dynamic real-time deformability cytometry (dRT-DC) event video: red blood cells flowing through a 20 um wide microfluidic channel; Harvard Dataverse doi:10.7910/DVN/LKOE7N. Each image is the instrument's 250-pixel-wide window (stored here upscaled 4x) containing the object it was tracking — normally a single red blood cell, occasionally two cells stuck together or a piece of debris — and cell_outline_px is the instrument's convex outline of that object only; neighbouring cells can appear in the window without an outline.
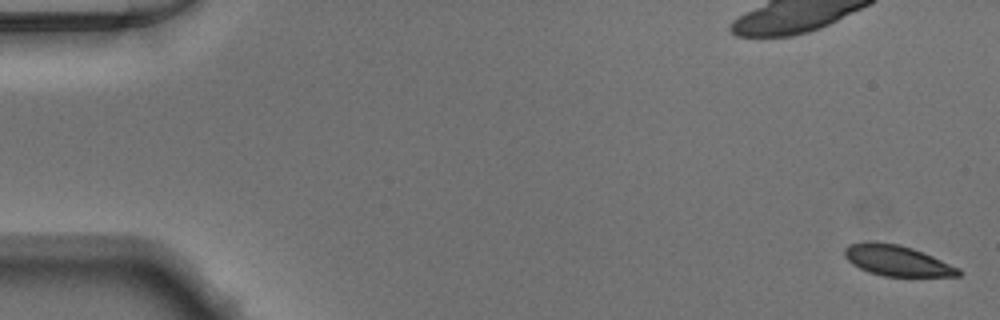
{"species": "Egyptian fruit bat (a non-hibernating species)", "species_latin": "Rousettus aegyptiacus", "temperature_condition": "warm", "stored_images_in_passage": 50, "camera_frame_rate_fps": 3000, "um_per_image_px": 0.085, "animal": {"sex": "male"}, "frame": {"image": 1, "passage_image": 1, "time_ms": 0.0, "image_size_px": [1000, 320], "cell_outline_px": [[964, 272], [960, 276], [884, 276], [868, 272], [852, 264], [844, 256], [844, 248], [848, 244], [868, 240], [876, 240], [900, 244], [924, 252], [960, 268]], "centroid_in_image_um": [76.23, 22.12], "position_along_channel_um": 8.8, "area_um2": 20.81}}
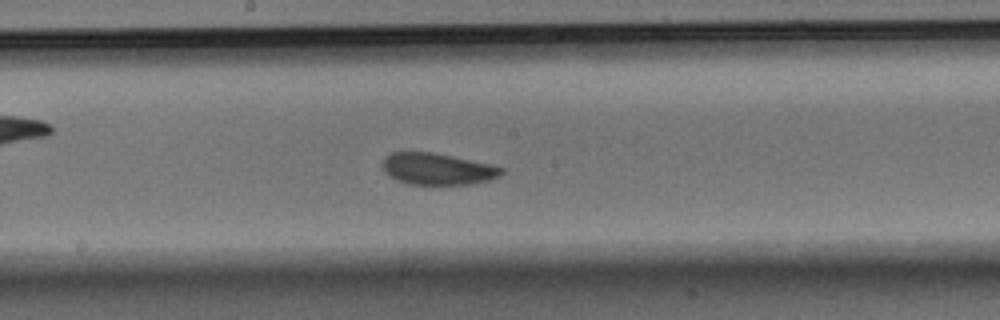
{"frame": {"image": 2, "passage_image": 27, "time_ms": 8.667, "image_size_px": [1000, 320], "cell_outline_px": [[504, 172], [500, 176], [488, 180], [472, 184], [408, 184], [396, 180], [388, 176], [384, 172], [384, 156], [388, 152], [432, 152], [492, 164], [504, 168]], "centroid_in_image_um": [37.18, 14.36], "position_along_channel_um": 211.0, "area_um2": 22.02}}
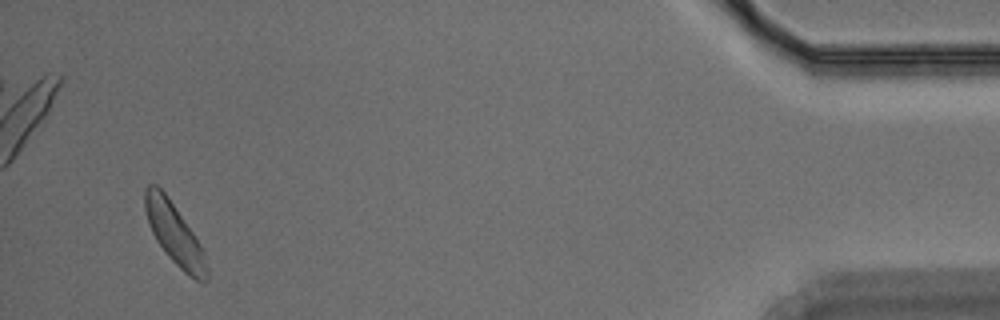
{"frame": {"image": 3, "passage_image": 48, "time_ms": 15.667, "image_size_px": [1000, 320], "cell_outline_px": [[208, 280], [196, 280], [184, 272], [164, 252], [156, 240], [148, 224], [144, 208], [144, 188], [148, 184], [156, 184], [164, 192], [192, 232], [200, 244], [204, 252], [208, 268]], "centroid_in_image_um": [14.8, 19.87], "position_along_channel_um": 420.4, "area_um2": 21.73}}